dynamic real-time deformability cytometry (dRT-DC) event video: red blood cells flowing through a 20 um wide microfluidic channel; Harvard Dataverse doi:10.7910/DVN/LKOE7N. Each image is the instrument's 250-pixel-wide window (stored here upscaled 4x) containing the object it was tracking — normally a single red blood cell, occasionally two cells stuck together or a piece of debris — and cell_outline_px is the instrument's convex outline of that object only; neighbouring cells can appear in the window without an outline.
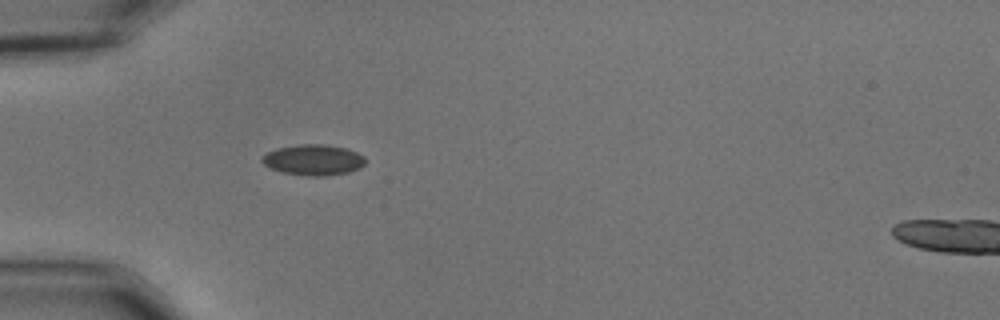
{"species": "common noctule bat (a hibernating species)", "species_latin": "Nyctalus noctula", "temperature_condition": "cold", "stored_images_in_passage": 39, "camera_frame_rate_fps": 3000, "um_per_image_px": 0.085, "animal": {"sex": "male", "body_mass_g": 15.6}, "frame": {"image": 1, "passage_image": 1, "time_ms": 0.0, "image_size_px": [1000, 320], "cell_outline_px": [[364, 164], [360, 168], [348, 172], [324, 176], [308, 176], [284, 172], [272, 168], [264, 164], [260, 160], [268, 152], [276, 148], [300, 144], [324, 144], [344, 148], [356, 152], [364, 156]], "centroid_in_image_um": [26.64, 13.59], "position_along_channel_um": 58.4, "area_um2": 18.26}}
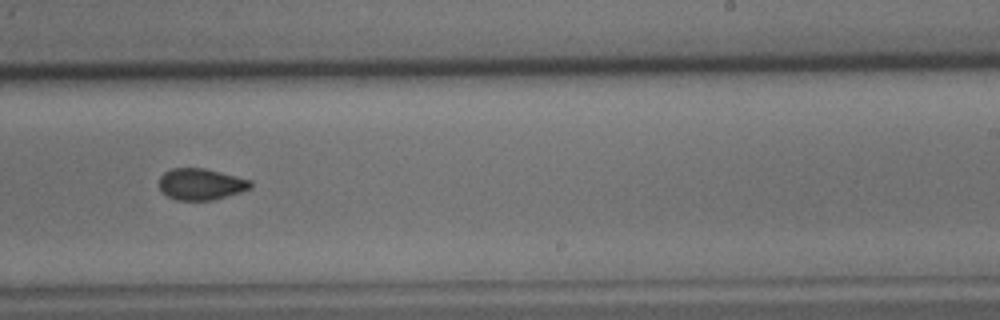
{"frame": {"image": 2, "passage_image": 19, "time_ms": 6.0, "image_size_px": [1000, 320], "cell_outline_px": [[252, 188], [240, 192], [212, 200], [176, 200], [160, 192], [160, 176], [164, 172], [172, 168], [204, 168], [252, 180]], "centroid_in_image_um": [17.07, 15.65], "position_along_channel_um": 271.9, "area_um2": 16.76}}
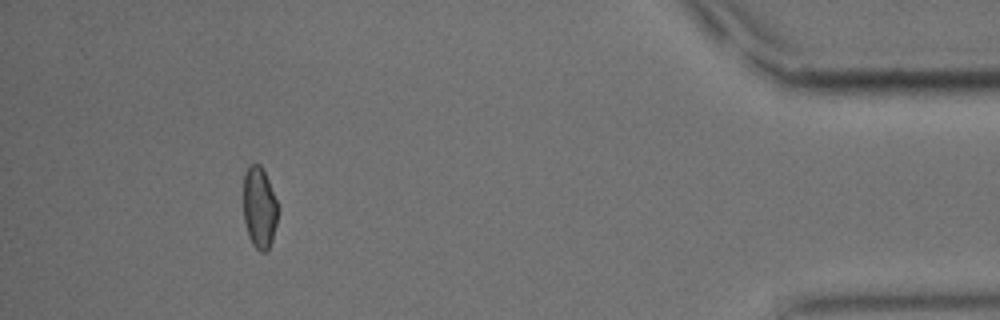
{"frame": {"image": 3, "passage_image": 35, "time_ms": 11.333, "image_size_px": [1000, 320], "cell_outline_px": [[280, 208], [272, 240], [268, 252], [260, 252], [252, 244], [248, 236], [244, 220], [244, 172], [248, 164], [260, 164], [268, 180]], "centroid_in_image_um": [22.06, 17.67], "position_along_channel_um": 413.1, "area_um2": 16.65}, "authors_computed_cell_mechanics": {"area_um2": 17.2244, "velocity_mm_per_s": 3.6509, "shape_relaxation_time_tau1_ms": 6.5127, "shape_relaxation_time_tau2_ms": 2.3113, "deformation_change_tau1": 0.1119, "deformation_change_tau2": 0.054}}